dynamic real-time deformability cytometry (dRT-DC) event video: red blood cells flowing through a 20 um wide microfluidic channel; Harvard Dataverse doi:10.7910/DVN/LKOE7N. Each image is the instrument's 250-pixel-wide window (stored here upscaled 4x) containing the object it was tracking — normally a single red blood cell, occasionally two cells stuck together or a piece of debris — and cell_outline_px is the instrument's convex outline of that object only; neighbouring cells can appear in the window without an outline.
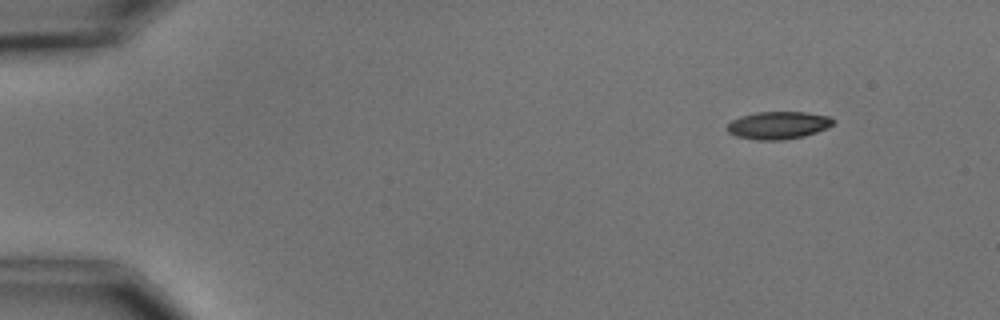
{"species": "common noctule bat (a hibernating species)", "species_latin": "Nyctalus noctula", "temperature_condition": "cold", "stored_images_in_passage": 4, "camera_frame_rate_fps": 3000, "um_per_image_px": 0.085, "animal": {"sex": "male", "body_mass_g": 15.6}, "frame": {"image": 1, "passage_image": 1, "time_ms": 0.0, "image_size_px": [1000, 320], "cell_outline_px": [[836, 120], [828, 128], [804, 136], [784, 140], [756, 140], [736, 136], [728, 132], [728, 124], [732, 120], [740, 116], [756, 112], [804, 112], [832, 116]], "centroid_in_image_um": [66.18, 10.64], "position_along_channel_um": 18.8, "area_um2": 17.17}}
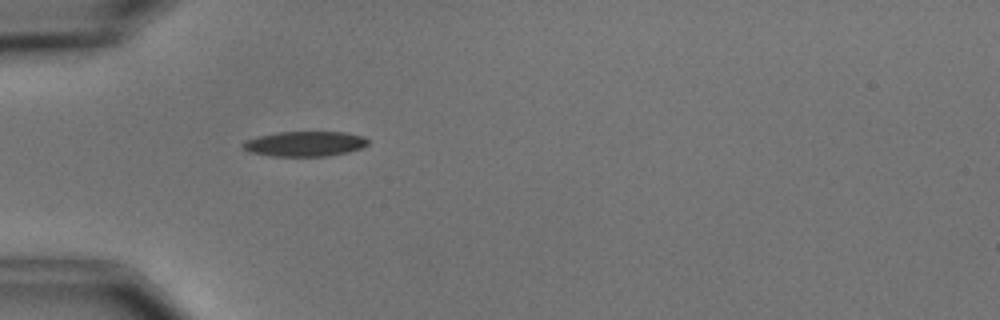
{"frame": {"image": 2, "passage_image": 4, "time_ms": 3.667, "image_size_px": [1000, 320], "cell_outline_px": [[368, 144], [360, 148], [348, 152], [328, 156], [276, 156], [248, 152], [240, 144], [244, 140], [276, 132], [344, 132], [364, 136], [368, 140]], "centroid_in_image_um": [25.9, 12.22], "position_along_channel_um": 59.1, "area_um2": 18.26}}